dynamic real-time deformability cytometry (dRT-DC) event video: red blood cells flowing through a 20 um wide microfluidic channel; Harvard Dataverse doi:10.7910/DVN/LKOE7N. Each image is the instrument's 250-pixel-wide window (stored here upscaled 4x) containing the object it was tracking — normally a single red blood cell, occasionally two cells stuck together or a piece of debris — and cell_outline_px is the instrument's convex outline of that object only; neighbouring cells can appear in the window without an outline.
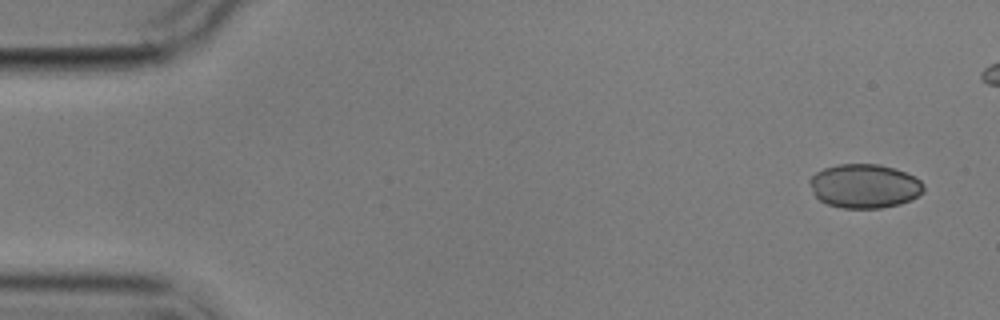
{"species": "common noctule bat (a hibernating species)", "species_latin": "Nyctalus noctula", "temperature_condition": "cold", "stored_images_in_passage": 4, "camera_frame_rate_fps": 3000, "um_per_image_px": 0.085, "animal": {"sex": "male", "body_mass_g": 17.9}, "frame": {"image": 1, "passage_image": 1, "time_ms": 0.0, "image_size_px": [1000, 320], "cell_outline_px": [[924, 192], [900, 204], [880, 208], [844, 208], [828, 204], [820, 200], [812, 192], [808, 180], [816, 172], [824, 168], [840, 164], [880, 164], [896, 168], [920, 180], [924, 184]], "centroid_in_image_um": [73.47, 15.81], "position_along_channel_um": 11.5, "area_um2": 29.19}}